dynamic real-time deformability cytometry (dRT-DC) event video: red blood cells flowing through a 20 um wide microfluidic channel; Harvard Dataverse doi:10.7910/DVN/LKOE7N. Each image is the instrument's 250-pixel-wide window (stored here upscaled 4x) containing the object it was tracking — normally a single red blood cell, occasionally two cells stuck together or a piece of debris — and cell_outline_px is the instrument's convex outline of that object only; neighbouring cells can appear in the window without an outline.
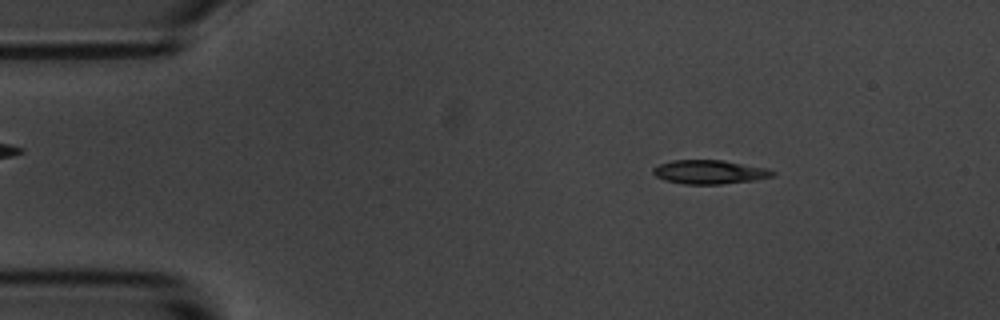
{"species": "common noctule bat (a hibernating species)", "species_latin": "Nyctalus noctula", "temperature_condition": "room temperature", "stored_images_in_passage": 4, "camera_frame_rate_fps": 3000, "um_per_image_px": 0.085, "animal": {"sex": "male", "body_mass_g": 20.1, "forearm_length_mm": 53.5}, "frame": {"image": 1, "passage_image": 2, "time_ms": 1.0, "image_size_px": [1000, 320], "cell_outline_px": [[776, 172], [772, 176], [756, 180], [720, 184], [684, 184], [664, 180], [656, 176], [652, 172], [652, 168], [660, 164], [672, 160], [724, 160], [768, 168]], "centroid_in_image_um": [60.31, 14.61], "position_along_channel_um": 24.7, "area_um2": 16.7}}